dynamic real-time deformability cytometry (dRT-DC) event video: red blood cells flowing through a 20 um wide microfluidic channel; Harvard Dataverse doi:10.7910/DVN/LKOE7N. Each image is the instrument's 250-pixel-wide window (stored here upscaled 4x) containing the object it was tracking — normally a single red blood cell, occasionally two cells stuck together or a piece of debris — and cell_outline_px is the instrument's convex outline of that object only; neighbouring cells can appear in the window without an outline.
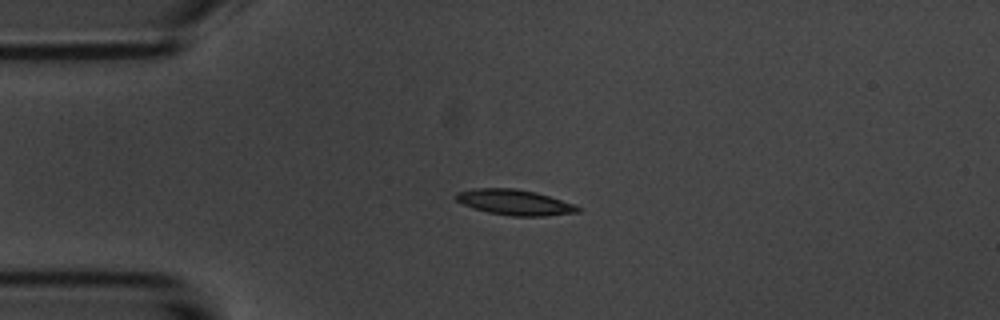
{"species": "common noctule bat (a hibernating species)", "species_latin": "Nyctalus noctula", "temperature_condition": "room temperature", "stored_images_in_passage": 6, "camera_frame_rate_fps": 3000, "um_per_image_px": 0.085, "animal": {"sex": "male", "body_mass_g": 20.1, "forearm_length_mm": 53.5}, "frame": {"image": 1, "passage_image": 1, "time_ms": 0.0, "image_size_px": [1000, 320], "cell_outline_px": [[580, 212], [544, 216], [512, 216], [488, 212], [464, 204], [456, 200], [452, 196], [456, 192], [476, 188], [516, 188], [536, 192], [572, 204], [580, 208]], "centroid_in_image_um": [43.71, 17.19], "position_along_channel_um": 41.3, "area_um2": 17.92}}
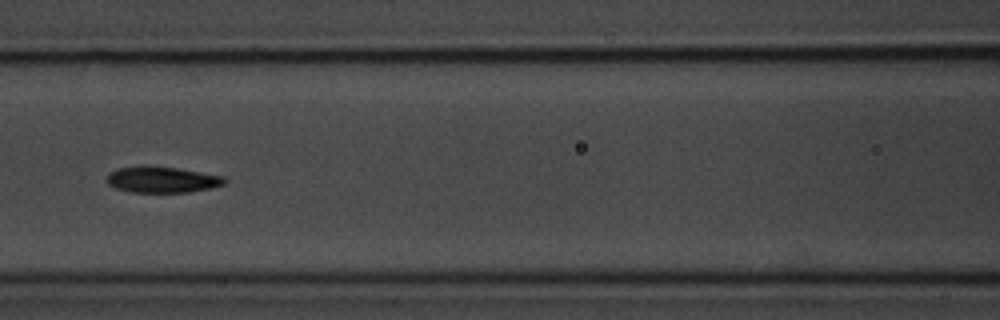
{"frame": {"image": 2, "passage_image": 4, "time_ms": 3.667, "image_size_px": [1000, 320], "cell_outline_px": [[228, 180], [224, 184], [208, 188], [188, 192], [132, 192], [116, 188], [108, 184], [108, 172], [120, 168], [144, 164], [148, 164], [180, 168], [224, 176]], "centroid_in_image_um": [13.78, 15.24], "position_along_channel_um": 152.8, "area_um2": 18.15}}
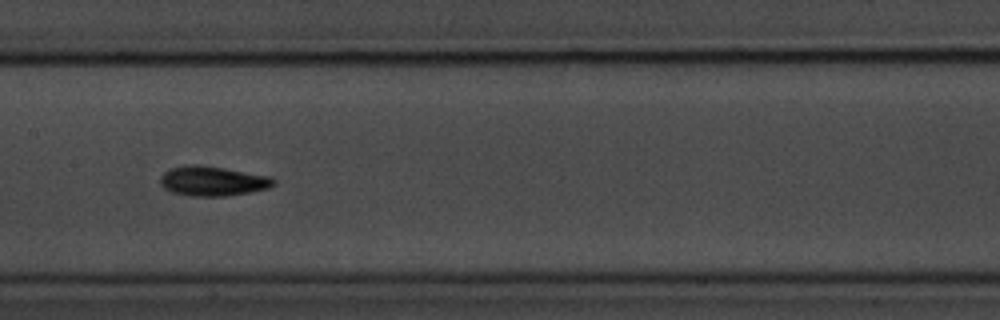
{"frame": {"image": 3, "passage_image": 5, "time_ms": 4.667, "image_size_px": [1000, 320], "cell_outline_px": [[276, 184], [268, 188], [248, 192], [224, 196], [192, 196], [172, 192], [164, 188], [160, 184], [160, 176], [164, 172], [172, 168], [192, 164], [196, 164], [224, 168], [272, 176], [276, 180]], "centroid_in_image_um": [18.1, 15.38], "position_along_channel_um": 189.3, "area_um2": 19.59}}